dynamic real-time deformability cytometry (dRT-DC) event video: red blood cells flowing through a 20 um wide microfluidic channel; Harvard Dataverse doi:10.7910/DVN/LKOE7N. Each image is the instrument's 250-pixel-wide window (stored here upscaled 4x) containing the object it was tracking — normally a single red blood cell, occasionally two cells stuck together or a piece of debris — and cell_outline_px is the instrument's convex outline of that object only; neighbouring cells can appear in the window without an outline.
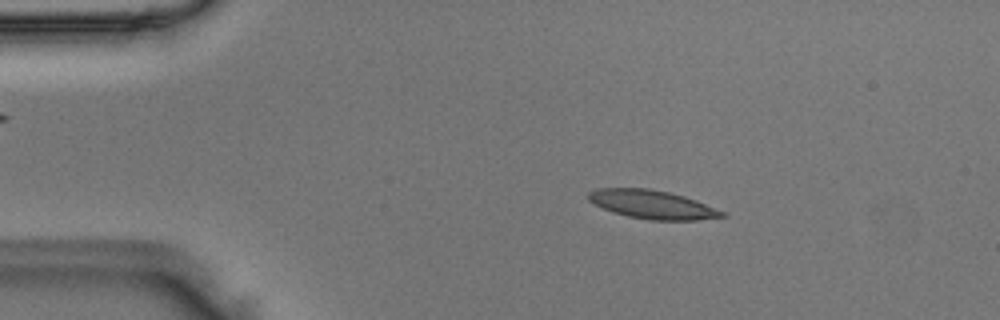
{"species": "Egyptian fruit bat (a non-hibernating species)", "species_latin": "Rousettus aegyptiacus", "temperature_condition": "room temperature", "stored_images_in_passage": 50, "camera_frame_rate_fps": 3000, "um_per_image_px": 0.085, "animal": {"sex": "male"}, "frame": {"image": 1, "passage_image": 8, "time_ms": 2.333, "image_size_px": [1000, 320], "cell_outline_px": [[728, 216], [696, 220], [648, 220], [628, 216], [612, 212], [588, 200], [588, 192], [600, 188], [648, 188], [668, 192], [684, 196], [696, 200], [724, 212]], "centroid_in_image_um": [55.45, 17.38], "position_along_channel_um": 29.6, "area_um2": 22.08}}
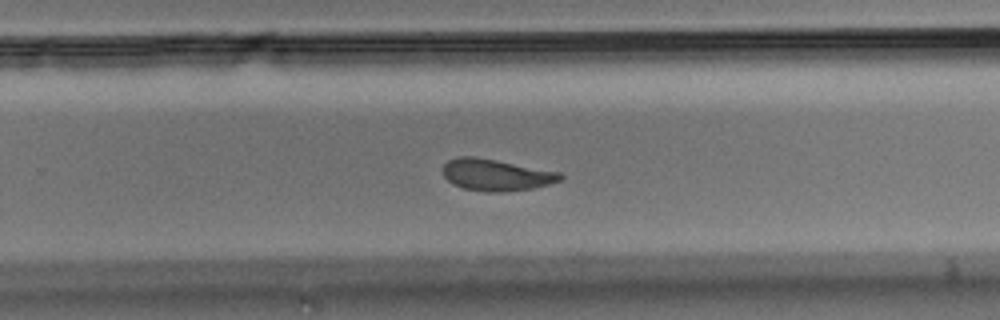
{"frame": {"image": 2, "passage_image": 32, "time_ms": 10.333, "image_size_px": [1000, 320], "cell_outline_px": [[564, 176], [560, 180], [548, 184], [532, 188], [500, 192], [488, 192], [464, 188], [452, 184], [444, 176], [444, 164], [448, 160], [460, 156], [476, 156], [560, 172]], "centroid_in_image_um": [42.15, 14.85], "position_along_channel_um": 287.6, "area_um2": 21.5}}
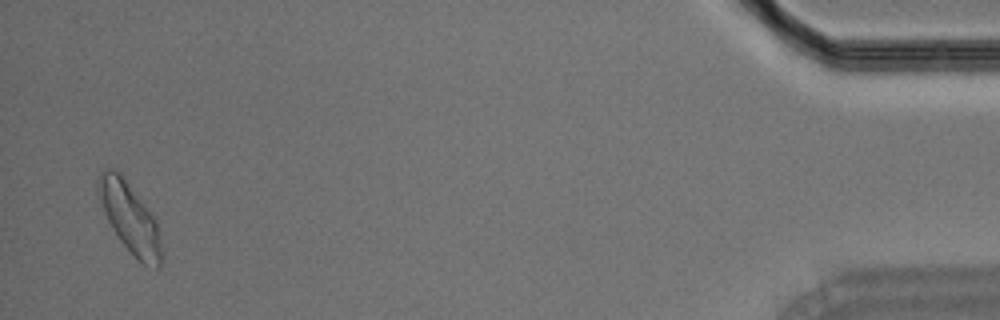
{"frame": {"image": 3, "passage_image": 49, "time_ms": 16.0, "image_size_px": [1000, 320], "cell_outline_px": [[164, 260], [160, 268], [156, 268], [144, 264], [120, 240], [112, 228], [104, 212], [96, 192], [96, 184], [100, 172], [108, 168], [112, 168], [120, 172], [156, 220], [164, 252]], "centroid_in_image_um": [11.05, 18.52], "position_along_channel_um": 424.2, "area_um2": 25.78}}